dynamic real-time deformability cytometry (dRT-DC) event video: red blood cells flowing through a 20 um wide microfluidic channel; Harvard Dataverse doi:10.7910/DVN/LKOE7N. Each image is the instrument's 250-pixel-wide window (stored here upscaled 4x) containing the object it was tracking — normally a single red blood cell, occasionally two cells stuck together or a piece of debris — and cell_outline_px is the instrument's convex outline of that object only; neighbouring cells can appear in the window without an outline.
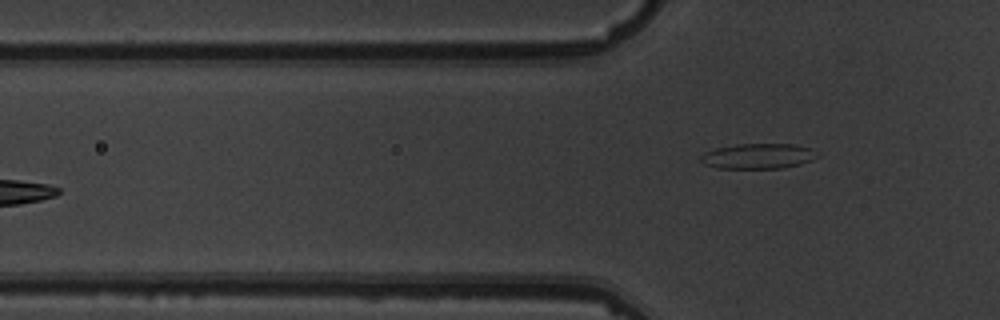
{"species": "common noctule bat (a hibernating species)", "species_latin": "Nyctalus noctula", "temperature_condition": "warm", "stored_images_in_passage": 5, "camera_frame_rate_fps": 3000, "um_per_image_px": 0.085, "animal": {"sex": "male", "body_mass_g": 19.5, "forearm_length_mm": 54.6}, "frame": {"image": 1, "passage_image": 5, "time_ms": 5.333, "image_size_px": [1000, 320], "cell_outline_px": [[820, 156], [812, 160], [800, 164], [784, 168], [716, 168], [704, 164], [700, 160], [700, 156], [704, 152], [716, 148], [736, 144], [796, 144], [812, 148]], "centroid_in_image_um": [64.46, 13.27], "position_along_channel_um": 61.3, "area_um2": 17.34}}